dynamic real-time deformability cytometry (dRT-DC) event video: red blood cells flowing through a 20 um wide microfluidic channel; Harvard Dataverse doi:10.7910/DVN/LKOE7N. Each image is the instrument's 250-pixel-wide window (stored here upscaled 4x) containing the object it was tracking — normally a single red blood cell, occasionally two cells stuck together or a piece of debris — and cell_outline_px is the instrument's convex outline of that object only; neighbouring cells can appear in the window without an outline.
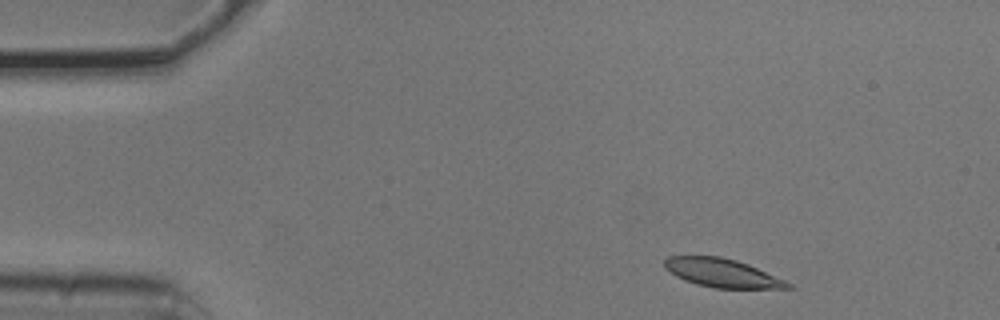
{"species": "common noctule bat (a hibernating species)", "species_latin": "Nyctalus noctula", "temperature_condition": "cold", "stored_images_in_passage": 3, "camera_frame_rate_fps": 3000, "um_per_image_px": 0.085, "animal": {"sex": "male", "body_mass_g": 20.5, "forearm_length_mm": 52.5}, "frame": {"image": 1, "passage_image": 1, "time_ms": 0.0, "image_size_px": [1000, 320], "cell_outline_px": [[796, 288], [712, 288], [696, 284], [684, 280], [676, 276], [664, 268], [664, 260], [668, 256], [720, 256], [736, 260], [748, 264], [784, 280], [792, 284]], "centroid_in_image_um": [61.35, 23.2], "position_along_channel_um": 23.6, "area_um2": 20.46}}